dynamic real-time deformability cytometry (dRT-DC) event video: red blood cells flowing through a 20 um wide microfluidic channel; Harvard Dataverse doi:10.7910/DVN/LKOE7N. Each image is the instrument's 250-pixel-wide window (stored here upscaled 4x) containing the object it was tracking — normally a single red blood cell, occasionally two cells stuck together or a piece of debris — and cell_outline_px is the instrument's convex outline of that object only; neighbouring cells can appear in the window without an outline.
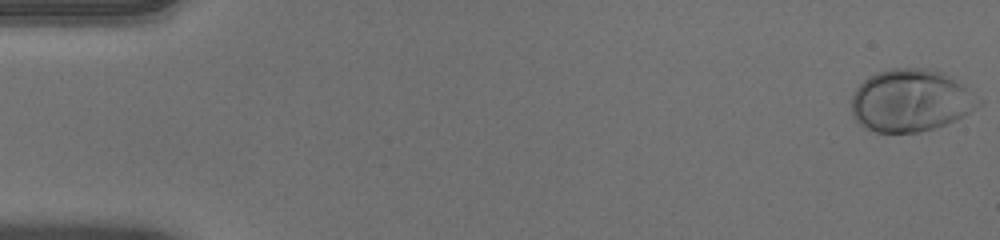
{"species": "human", "species_latin": "Homo sapiens", "temperature_condition": "warm", "stored_images_in_passage": 52, "camera_frame_rate_fps": 3000, "um_per_image_px": 0.085, "donor": {"sex": "male"}, "frame": {"image": 1, "passage_image": 1, "time_ms": 0.0, "image_size_px": [1000, 240], "cell_outline_px": [[984, 100], [980, 104], [964, 116], [956, 120], [920, 132], [876, 132], [864, 128], [852, 116], [852, 96], [856, 88], [868, 76], [876, 72], [888, 68], [924, 68], [940, 72], [956, 80]], "centroid_in_image_um": [77.39, 8.54], "position_along_channel_um": 7.6, "area_um2": 46.18}}
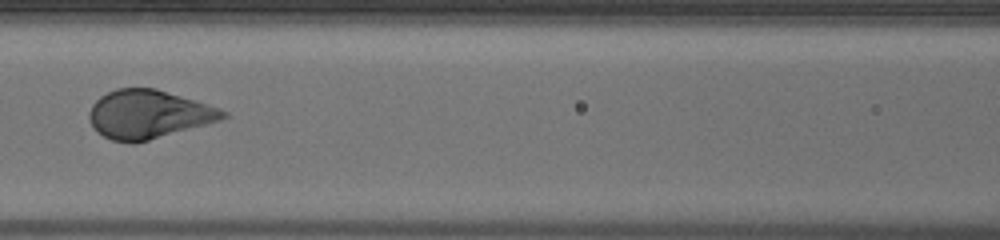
{"frame": {"image": 2, "passage_image": 24, "time_ms": 7.667, "image_size_px": [1000, 240], "cell_outline_px": [[228, 116], [220, 120], [148, 140], [132, 144], [112, 140], [96, 132], [92, 128], [88, 120], [88, 112], [92, 104], [100, 96], [116, 88], [156, 88], [208, 104], [220, 108], [228, 112]], "centroid_in_image_um": [12.57, 9.71], "position_along_channel_um": 154.0, "area_um2": 37.86}}
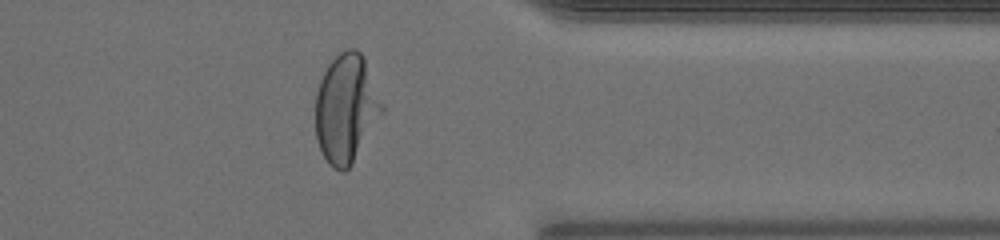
{"frame": {"image": 3, "passage_image": 42, "time_ms": 13.667, "image_size_px": [1000, 240], "cell_outline_px": [[384, 112], [352, 164], [344, 172], [340, 172], [324, 156], [316, 140], [316, 92], [320, 80], [328, 64], [340, 52], [348, 48], [356, 48], [364, 56], [384, 104]], "centroid_in_image_um": [29.45, 9.19], "position_along_channel_um": 382.0, "area_um2": 42.19}, "authors_computed_cell_mechanics": {"area_um2": 40.7779, "velocity_mm_per_s": 3.9476, "shape_relaxation_time_tau1_ms": 2.5225, "shape_relaxation_time_tau2_ms": null, "deformation_change_tau1": 0.1946, "deformation_change_tau2": null}}